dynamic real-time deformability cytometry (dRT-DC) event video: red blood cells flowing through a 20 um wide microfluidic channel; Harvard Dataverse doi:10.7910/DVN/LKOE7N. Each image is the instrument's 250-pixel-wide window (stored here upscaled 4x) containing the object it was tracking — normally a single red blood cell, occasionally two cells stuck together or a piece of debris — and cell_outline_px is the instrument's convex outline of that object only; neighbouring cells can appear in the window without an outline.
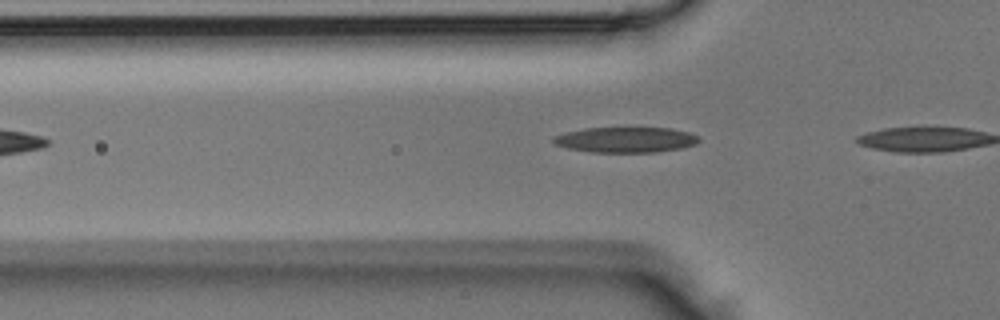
{"species": "Egyptian fruit bat (a non-hibernating species)", "species_latin": "Rousettus aegyptiacus", "temperature_condition": "room temperature", "stored_images_in_passage": 8, "camera_frame_rate_fps": 3000, "um_per_image_px": 0.085, "animal": {"sex": "male"}, "frame": {"image": 1, "passage_image": 5, "time_ms": 1.333, "image_size_px": [1000, 320], "cell_outline_px": [[700, 140], [696, 144], [680, 148], [656, 152], [592, 152], [568, 148], [556, 144], [552, 140], [552, 136], [584, 128], [668, 128], [688, 132], [700, 136]], "centroid_in_image_um": [53.2, 11.88], "position_along_channel_um": 72.6, "area_um2": 21.44}}